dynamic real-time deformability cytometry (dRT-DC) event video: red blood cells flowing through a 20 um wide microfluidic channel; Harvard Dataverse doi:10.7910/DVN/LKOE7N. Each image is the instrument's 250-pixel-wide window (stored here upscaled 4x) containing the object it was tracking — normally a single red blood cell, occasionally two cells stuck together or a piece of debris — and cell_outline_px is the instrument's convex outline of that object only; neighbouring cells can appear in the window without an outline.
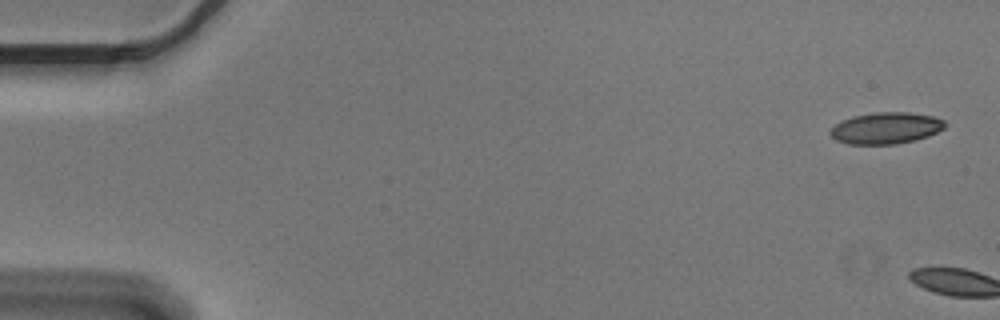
{"species": "Egyptian fruit bat (a non-hibernating species)", "species_latin": "Rousettus aegyptiacus", "temperature_condition": "cold", "stored_images_in_passage": 3, "camera_frame_rate_fps": 3000, "um_per_image_px": 0.085, "animal": {"sex": "male"}, "frame": {"image": 1, "passage_image": 1, "time_ms": 0.0, "image_size_px": [1000, 320], "cell_outline_px": [[948, 124], [944, 128], [928, 136], [916, 140], [896, 144], [848, 144], [836, 140], [828, 132], [840, 120], [852, 116], [876, 112], [908, 112], [932, 116], [944, 120]], "centroid_in_image_um": [75.3, 10.88], "position_along_channel_um": 9.7, "area_um2": 21.15}}